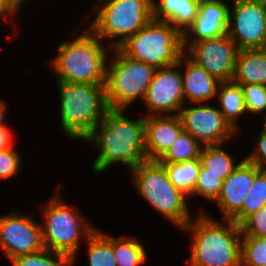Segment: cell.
Here are the masks:
<instances>
[{
    "label": "cell",
    "mask_w": 266,
    "mask_h": 266,
    "mask_svg": "<svg viewBox=\"0 0 266 266\" xmlns=\"http://www.w3.org/2000/svg\"><path fill=\"white\" fill-rule=\"evenodd\" d=\"M125 112L124 109H110L84 140L99 152L92 163L95 174L104 173L116 163L132 170L147 160L145 116L131 119Z\"/></svg>",
    "instance_id": "1"
},
{
    "label": "cell",
    "mask_w": 266,
    "mask_h": 266,
    "mask_svg": "<svg viewBox=\"0 0 266 266\" xmlns=\"http://www.w3.org/2000/svg\"><path fill=\"white\" fill-rule=\"evenodd\" d=\"M211 216L203 208L181 229L192 235L187 266H241L240 226Z\"/></svg>",
    "instance_id": "2"
},
{
    "label": "cell",
    "mask_w": 266,
    "mask_h": 266,
    "mask_svg": "<svg viewBox=\"0 0 266 266\" xmlns=\"http://www.w3.org/2000/svg\"><path fill=\"white\" fill-rule=\"evenodd\" d=\"M83 26H86L84 32L71 42L57 45L58 54L48 62L50 69L57 82L105 84L110 47L87 25Z\"/></svg>",
    "instance_id": "3"
},
{
    "label": "cell",
    "mask_w": 266,
    "mask_h": 266,
    "mask_svg": "<svg viewBox=\"0 0 266 266\" xmlns=\"http://www.w3.org/2000/svg\"><path fill=\"white\" fill-rule=\"evenodd\" d=\"M65 137L85 140L110 110L105 84L57 82Z\"/></svg>",
    "instance_id": "4"
},
{
    "label": "cell",
    "mask_w": 266,
    "mask_h": 266,
    "mask_svg": "<svg viewBox=\"0 0 266 266\" xmlns=\"http://www.w3.org/2000/svg\"><path fill=\"white\" fill-rule=\"evenodd\" d=\"M44 204H38L42 212L40 224L43 247L68 256L75 266L82 239H87L97 227L84 217L75 206L66 204L60 188ZM63 198V199H62Z\"/></svg>",
    "instance_id": "5"
},
{
    "label": "cell",
    "mask_w": 266,
    "mask_h": 266,
    "mask_svg": "<svg viewBox=\"0 0 266 266\" xmlns=\"http://www.w3.org/2000/svg\"><path fill=\"white\" fill-rule=\"evenodd\" d=\"M130 172L134 190L165 220L182 229L192 219L189 196L172 184L162 163L145 160Z\"/></svg>",
    "instance_id": "6"
},
{
    "label": "cell",
    "mask_w": 266,
    "mask_h": 266,
    "mask_svg": "<svg viewBox=\"0 0 266 266\" xmlns=\"http://www.w3.org/2000/svg\"><path fill=\"white\" fill-rule=\"evenodd\" d=\"M97 2V3H96ZM87 25L110 49L118 48L153 19V0H96ZM109 41V42H108ZM108 42V44H107Z\"/></svg>",
    "instance_id": "7"
},
{
    "label": "cell",
    "mask_w": 266,
    "mask_h": 266,
    "mask_svg": "<svg viewBox=\"0 0 266 266\" xmlns=\"http://www.w3.org/2000/svg\"><path fill=\"white\" fill-rule=\"evenodd\" d=\"M118 49L155 69L165 68L177 64L184 54L183 34L170 23L152 19Z\"/></svg>",
    "instance_id": "8"
},
{
    "label": "cell",
    "mask_w": 266,
    "mask_h": 266,
    "mask_svg": "<svg viewBox=\"0 0 266 266\" xmlns=\"http://www.w3.org/2000/svg\"><path fill=\"white\" fill-rule=\"evenodd\" d=\"M111 53L106 65L107 103L110 109L127 110L134 101H144L156 69L127 57L118 48Z\"/></svg>",
    "instance_id": "9"
},
{
    "label": "cell",
    "mask_w": 266,
    "mask_h": 266,
    "mask_svg": "<svg viewBox=\"0 0 266 266\" xmlns=\"http://www.w3.org/2000/svg\"><path fill=\"white\" fill-rule=\"evenodd\" d=\"M228 36L239 50L266 48V1L232 0Z\"/></svg>",
    "instance_id": "10"
},
{
    "label": "cell",
    "mask_w": 266,
    "mask_h": 266,
    "mask_svg": "<svg viewBox=\"0 0 266 266\" xmlns=\"http://www.w3.org/2000/svg\"><path fill=\"white\" fill-rule=\"evenodd\" d=\"M184 54L177 64L155 70L142 104L144 116L178 115L185 104L182 87Z\"/></svg>",
    "instance_id": "11"
},
{
    "label": "cell",
    "mask_w": 266,
    "mask_h": 266,
    "mask_svg": "<svg viewBox=\"0 0 266 266\" xmlns=\"http://www.w3.org/2000/svg\"><path fill=\"white\" fill-rule=\"evenodd\" d=\"M184 104L178 116L183 131L204 145H221L237 137L238 134L224 119L223 113L216 106L208 103ZM232 138V139H231Z\"/></svg>",
    "instance_id": "12"
},
{
    "label": "cell",
    "mask_w": 266,
    "mask_h": 266,
    "mask_svg": "<svg viewBox=\"0 0 266 266\" xmlns=\"http://www.w3.org/2000/svg\"><path fill=\"white\" fill-rule=\"evenodd\" d=\"M32 216L18 211L0 215V251L9 261L44 249L40 223Z\"/></svg>",
    "instance_id": "13"
},
{
    "label": "cell",
    "mask_w": 266,
    "mask_h": 266,
    "mask_svg": "<svg viewBox=\"0 0 266 266\" xmlns=\"http://www.w3.org/2000/svg\"><path fill=\"white\" fill-rule=\"evenodd\" d=\"M183 48L193 62L217 81H232L239 49L228 34L195 43H183Z\"/></svg>",
    "instance_id": "14"
},
{
    "label": "cell",
    "mask_w": 266,
    "mask_h": 266,
    "mask_svg": "<svg viewBox=\"0 0 266 266\" xmlns=\"http://www.w3.org/2000/svg\"><path fill=\"white\" fill-rule=\"evenodd\" d=\"M230 6L224 0H201L195 21L183 33V43H195L227 34Z\"/></svg>",
    "instance_id": "15"
},
{
    "label": "cell",
    "mask_w": 266,
    "mask_h": 266,
    "mask_svg": "<svg viewBox=\"0 0 266 266\" xmlns=\"http://www.w3.org/2000/svg\"><path fill=\"white\" fill-rule=\"evenodd\" d=\"M255 164L244 159L223 181L219 197L214 201L222 219L231 220L241 209L254 177L261 171Z\"/></svg>",
    "instance_id": "16"
},
{
    "label": "cell",
    "mask_w": 266,
    "mask_h": 266,
    "mask_svg": "<svg viewBox=\"0 0 266 266\" xmlns=\"http://www.w3.org/2000/svg\"><path fill=\"white\" fill-rule=\"evenodd\" d=\"M183 131L178 115L145 116L147 160H159Z\"/></svg>",
    "instance_id": "17"
},
{
    "label": "cell",
    "mask_w": 266,
    "mask_h": 266,
    "mask_svg": "<svg viewBox=\"0 0 266 266\" xmlns=\"http://www.w3.org/2000/svg\"><path fill=\"white\" fill-rule=\"evenodd\" d=\"M184 72L182 73V87L185 103H208L214 100L217 94L219 81L193 62L184 53ZM189 102V103H188Z\"/></svg>",
    "instance_id": "18"
},
{
    "label": "cell",
    "mask_w": 266,
    "mask_h": 266,
    "mask_svg": "<svg viewBox=\"0 0 266 266\" xmlns=\"http://www.w3.org/2000/svg\"><path fill=\"white\" fill-rule=\"evenodd\" d=\"M201 0H153V19L170 23L182 34L195 21Z\"/></svg>",
    "instance_id": "19"
},
{
    "label": "cell",
    "mask_w": 266,
    "mask_h": 266,
    "mask_svg": "<svg viewBox=\"0 0 266 266\" xmlns=\"http://www.w3.org/2000/svg\"><path fill=\"white\" fill-rule=\"evenodd\" d=\"M232 81L240 85H266V48L239 50Z\"/></svg>",
    "instance_id": "20"
},
{
    "label": "cell",
    "mask_w": 266,
    "mask_h": 266,
    "mask_svg": "<svg viewBox=\"0 0 266 266\" xmlns=\"http://www.w3.org/2000/svg\"><path fill=\"white\" fill-rule=\"evenodd\" d=\"M216 97L219 110L223 113L224 119L238 133V117L246 113V106L243 91L240 84L233 81L220 82L217 88Z\"/></svg>",
    "instance_id": "21"
},
{
    "label": "cell",
    "mask_w": 266,
    "mask_h": 266,
    "mask_svg": "<svg viewBox=\"0 0 266 266\" xmlns=\"http://www.w3.org/2000/svg\"><path fill=\"white\" fill-rule=\"evenodd\" d=\"M221 145H204L200 154V162L204 167V174L220 175L224 181L245 159L237 163L232 154L224 151ZM237 163V164H236Z\"/></svg>",
    "instance_id": "22"
},
{
    "label": "cell",
    "mask_w": 266,
    "mask_h": 266,
    "mask_svg": "<svg viewBox=\"0 0 266 266\" xmlns=\"http://www.w3.org/2000/svg\"><path fill=\"white\" fill-rule=\"evenodd\" d=\"M135 236H112L113 253L116 266H143L147 262V252L144 244Z\"/></svg>",
    "instance_id": "23"
},
{
    "label": "cell",
    "mask_w": 266,
    "mask_h": 266,
    "mask_svg": "<svg viewBox=\"0 0 266 266\" xmlns=\"http://www.w3.org/2000/svg\"><path fill=\"white\" fill-rule=\"evenodd\" d=\"M87 244L89 266H116L112 235L97 229L84 239ZM87 241V242H86Z\"/></svg>",
    "instance_id": "24"
},
{
    "label": "cell",
    "mask_w": 266,
    "mask_h": 266,
    "mask_svg": "<svg viewBox=\"0 0 266 266\" xmlns=\"http://www.w3.org/2000/svg\"><path fill=\"white\" fill-rule=\"evenodd\" d=\"M172 184L190 198L200 169V159L181 163H162Z\"/></svg>",
    "instance_id": "25"
},
{
    "label": "cell",
    "mask_w": 266,
    "mask_h": 266,
    "mask_svg": "<svg viewBox=\"0 0 266 266\" xmlns=\"http://www.w3.org/2000/svg\"><path fill=\"white\" fill-rule=\"evenodd\" d=\"M203 145L189 133L182 131L166 153L158 160L160 163H181L200 159Z\"/></svg>",
    "instance_id": "26"
},
{
    "label": "cell",
    "mask_w": 266,
    "mask_h": 266,
    "mask_svg": "<svg viewBox=\"0 0 266 266\" xmlns=\"http://www.w3.org/2000/svg\"><path fill=\"white\" fill-rule=\"evenodd\" d=\"M266 205V169H262L255 177L252 186L244 199L242 209L231 219L240 225L247 217L256 213Z\"/></svg>",
    "instance_id": "27"
},
{
    "label": "cell",
    "mask_w": 266,
    "mask_h": 266,
    "mask_svg": "<svg viewBox=\"0 0 266 266\" xmlns=\"http://www.w3.org/2000/svg\"><path fill=\"white\" fill-rule=\"evenodd\" d=\"M241 266H266V237L242 236Z\"/></svg>",
    "instance_id": "28"
},
{
    "label": "cell",
    "mask_w": 266,
    "mask_h": 266,
    "mask_svg": "<svg viewBox=\"0 0 266 266\" xmlns=\"http://www.w3.org/2000/svg\"><path fill=\"white\" fill-rule=\"evenodd\" d=\"M10 263L12 266H72L68 256L45 248L34 254L16 257Z\"/></svg>",
    "instance_id": "29"
},
{
    "label": "cell",
    "mask_w": 266,
    "mask_h": 266,
    "mask_svg": "<svg viewBox=\"0 0 266 266\" xmlns=\"http://www.w3.org/2000/svg\"><path fill=\"white\" fill-rule=\"evenodd\" d=\"M223 180L220 175L204 174V167L200 165L198 178L194 190L190 196H199L204 200L214 202L220 194Z\"/></svg>",
    "instance_id": "30"
},
{
    "label": "cell",
    "mask_w": 266,
    "mask_h": 266,
    "mask_svg": "<svg viewBox=\"0 0 266 266\" xmlns=\"http://www.w3.org/2000/svg\"><path fill=\"white\" fill-rule=\"evenodd\" d=\"M246 106V114H266V85L243 84L240 85Z\"/></svg>",
    "instance_id": "31"
},
{
    "label": "cell",
    "mask_w": 266,
    "mask_h": 266,
    "mask_svg": "<svg viewBox=\"0 0 266 266\" xmlns=\"http://www.w3.org/2000/svg\"><path fill=\"white\" fill-rule=\"evenodd\" d=\"M21 155L15 151L14 146L0 150V180L13 178L22 167Z\"/></svg>",
    "instance_id": "32"
},
{
    "label": "cell",
    "mask_w": 266,
    "mask_h": 266,
    "mask_svg": "<svg viewBox=\"0 0 266 266\" xmlns=\"http://www.w3.org/2000/svg\"><path fill=\"white\" fill-rule=\"evenodd\" d=\"M239 226L242 236L266 237V205L247 217Z\"/></svg>",
    "instance_id": "33"
},
{
    "label": "cell",
    "mask_w": 266,
    "mask_h": 266,
    "mask_svg": "<svg viewBox=\"0 0 266 266\" xmlns=\"http://www.w3.org/2000/svg\"><path fill=\"white\" fill-rule=\"evenodd\" d=\"M255 134V150L244 158L259 169H266V133L261 130Z\"/></svg>",
    "instance_id": "34"
},
{
    "label": "cell",
    "mask_w": 266,
    "mask_h": 266,
    "mask_svg": "<svg viewBox=\"0 0 266 266\" xmlns=\"http://www.w3.org/2000/svg\"><path fill=\"white\" fill-rule=\"evenodd\" d=\"M24 4H26V0H0V19L18 16V12Z\"/></svg>",
    "instance_id": "35"
},
{
    "label": "cell",
    "mask_w": 266,
    "mask_h": 266,
    "mask_svg": "<svg viewBox=\"0 0 266 266\" xmlns=\"http://www.w3.org/2000/svg\"><path fill=\"white\" fill-rule=\"evenodd\" d=\"M8 125L0 126V150H4L13 147V131Z\"/></svg>",
    "instance_id": "36"
},
{
    "label": "cell",
    "mask_w": 266,
    "mask_h": 266,
    "mask_svg": "<svg viewBox=\"0 0 266 266\" xmlns=\"http://www.w3.org/2000/svg\"><path fill=\"white\" fill-rule=\"evenodd\" d=\"M7 106L8 105L6 104V101H4L3 99H0V126L7 125L5 122V118L7 117L5 115H6V112L8 111Z\"/></svg>",
    "instance_id": "37"
},
{
    "label": "cell",
    "mask_w": 266,
    "mask_h": 266,
    "mask_svg": "<svg viewBox=\"0 0 266 266\" xmlns=\"http://www.w3.org/2000/svg\"><path fill=\"white\" fill-rule=\"evenodd\" d=\"M262 116L264 117V119H263V120H264V121H263L264 123H263V125H262V126H263V127H262V128H263L262 131L266 133V114H265V115H262Z\"/></svg>",
    "instance_id": "38"
}]
</instances>
